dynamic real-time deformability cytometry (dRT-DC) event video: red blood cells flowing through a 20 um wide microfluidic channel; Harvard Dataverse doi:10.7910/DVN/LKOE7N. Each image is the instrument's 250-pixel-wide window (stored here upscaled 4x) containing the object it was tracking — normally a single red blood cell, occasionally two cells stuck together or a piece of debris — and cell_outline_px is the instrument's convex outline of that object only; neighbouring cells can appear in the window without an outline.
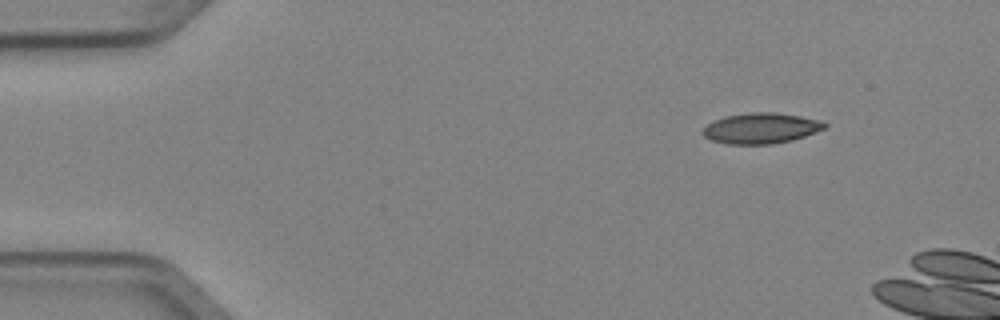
{"species": "Egyptian fruit bat (a non-hibernating species)", "species_latin": "Rousettus aegyptiacus", "temperature_condition": "cold", "stored_images_in_passage": 3, "camera_frame_rate_fps": 3000, "um_per_image_px": 0.085, "animal": {"sex": "female"}, "frame": {"image": 1, "passage_image": 1, "time_ms": 0.0, "image_size_px": [1000, 320], "cell_outline_px": [[828, 124], [824, 128], [804, 136], [792, 140], [772, 144], [728, 144], [712, 140], [704, 136], [700, 132], [708, 124], [724, 116], [752, 112], [776, 112], [800, 116], [820, 120]], "centroid_in_image_um": [64.67, 10.9], "position_along_channel_um": 20.3, "area_um2": 21.62}}